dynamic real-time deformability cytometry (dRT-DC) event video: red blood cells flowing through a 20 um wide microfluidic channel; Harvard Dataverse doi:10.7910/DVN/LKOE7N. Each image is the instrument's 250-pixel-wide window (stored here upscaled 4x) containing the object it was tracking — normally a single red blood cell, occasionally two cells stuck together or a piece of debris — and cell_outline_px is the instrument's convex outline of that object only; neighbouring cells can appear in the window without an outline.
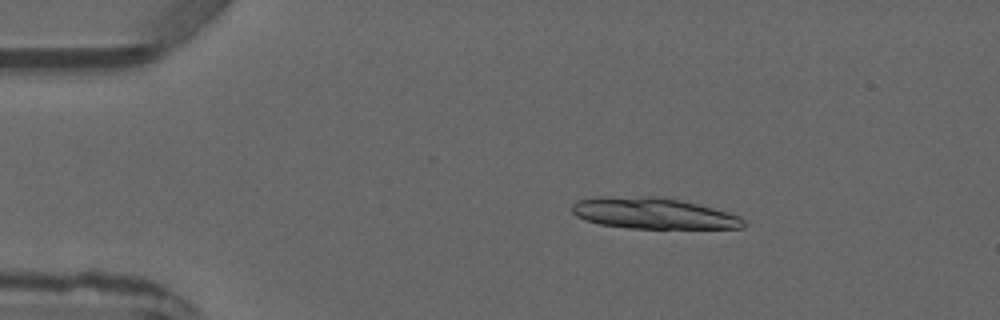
{"species": "common noctule bat (a hibernating species)", "species_latin": "Nyctalus noctula", "temperature_condition": "warm", "stored_images_in_passage": 3, "camera_frame_rate_fps": 3000, "um_per_image_px": 0.085, "animal": {"sex": "male", "forearm_length_mm": 52.5}, "frame": {"image": 1, "passage_image": 2, "time_ms": 1.0, "image_size_px": [1000, 320], "cell_outline_px": [[744, 228], [628, 228], [600, 224], [584, 220], [576, 216], [572, 212], [572, 204], [576, 200], [600, 196], [652, 196], [680, 200], [728, 212], [740, 216], [744, 220]], "centroid_in_image_um": [55.47, 18.13], "position_along_channel_um": 29.5, "area_um2": 31.1}}